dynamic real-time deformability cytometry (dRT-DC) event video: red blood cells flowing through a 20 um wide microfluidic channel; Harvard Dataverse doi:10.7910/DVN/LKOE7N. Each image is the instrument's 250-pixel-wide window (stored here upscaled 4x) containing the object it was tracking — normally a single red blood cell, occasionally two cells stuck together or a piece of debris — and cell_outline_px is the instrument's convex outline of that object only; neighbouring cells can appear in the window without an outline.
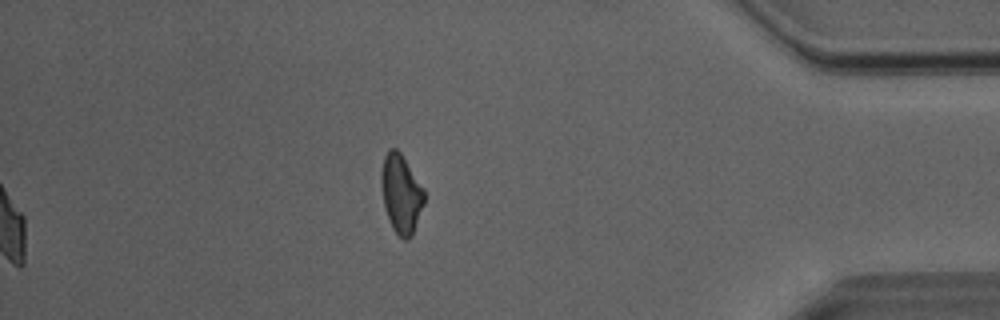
{"species": "Egyptian fruit bat (a non-hibernating species)", "species_latin": "Rousettus aegyptiacus", "temperature_condition": "room temperature", "stored_images_in_passage": 35, "camera_frame_rate_fps": 3000, "um_per_image_px": 0.085, "animal": {"sex": "male"}, "frame": {"image": 1, "passage_image": 35, "time_ms": 11.333, "image_size_px": [1000, 320], "cell_outline_px": [[424, 204], [412, 236], [408, 240], [404, 240], [392, 228], [384, 208], [380, 184], [380, 172], [384, 156], [388, 148], [396, 148], [400, 152], [424, 188]], "centroid_in_image_um": [34.07, 16.46], "position_along_channel_um": 401.1, "area_um2": 19.94}, "authors_computed_cell_mechanics": {"area_um2": 20.808, "velocity_mm_per_s": 4.0827, "shape_relaxation_time_tau1_ms": 7.7647, "shape_relaxation_time_tau2_ms": 2.7807, "deformation_change_tau1": 0.1504, "deformation_change_tau2": 0.1067}}